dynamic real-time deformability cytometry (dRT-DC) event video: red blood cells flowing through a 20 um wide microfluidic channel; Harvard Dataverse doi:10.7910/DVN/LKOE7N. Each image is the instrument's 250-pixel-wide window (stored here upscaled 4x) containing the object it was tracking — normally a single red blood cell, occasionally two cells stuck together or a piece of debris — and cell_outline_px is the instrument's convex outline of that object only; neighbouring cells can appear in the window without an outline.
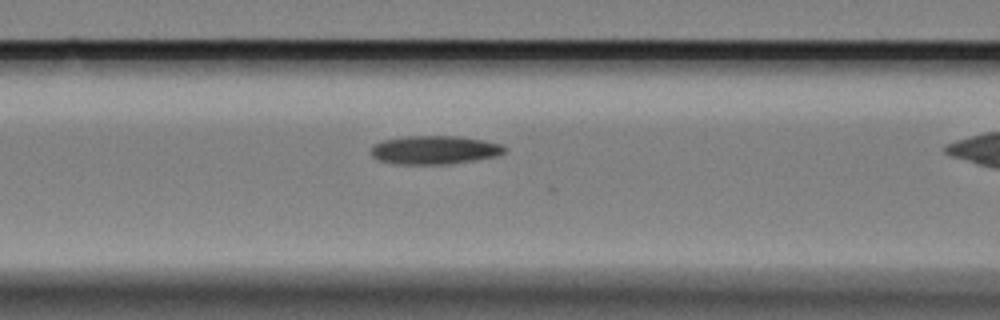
{"species": "Egyptian fruit bat (a non-hibernating species)", "species_latin": "Rousettus aegyptiacus", "temperature_condition": "cold", "stored_images_in_passage": 26, "camera_frame_rate_fps": 3000, "um_per_image_px": 0.085, "animal": {"sex": "female"}, "frame": {"image": 1, "passage_image": 3, "time_ms": 0.667, "image_size_px": [1000, 320], "cell_outline_px": [[508, 152], [500, 156], [452, 164], [396, 164], [380, 160], [372, 156], [372, 144], [384, 140], [404, 136], [460, 136], [484, 140], [504, 144], [508, 148]], "centroid_in_image_um": [37.04, 12.74], "position_along_channel_um": 129.6, "area_um2": 22.66}}
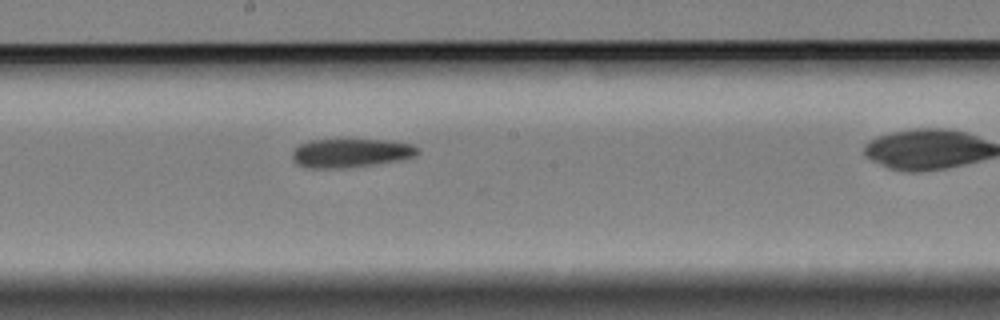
{"frame": {"image": 2, "passage_image": 11, "time_ms": 3.333, "image_size_px": [1000, 320], "cell_outline_px": [[420, 152], [416, 156], [400, 160], [344, 168], [308, 168], [296, 164], [292, 160], [292, 152], [300, 144], [308, 140], [388, 140], [412, 144], [420, 148]], "centroid_in_image_um": [29.82, 13.0], "position_along_channel_um": 218.4, "area_um2": 21.1}}
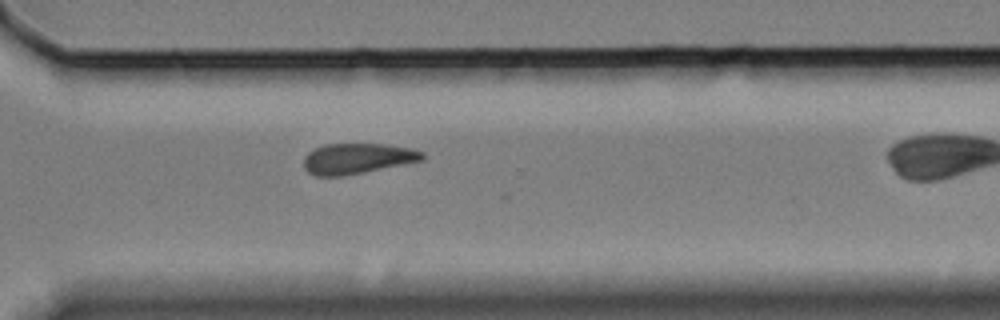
{"frame": {"image": 3, "passage_image": 22, "time_ms": 7.0, "image_size_px": [1000, 320], "cell_outline_px": [[424, 160], [364, 172], [340, 176], [316, 176], [308, 172], [304, 168], [304, 156], [308, 152], [324, 144], [380, 144], [408, 148], [424, 152]], "centroid_in_image_um": [30.34, 13.48], "position_along_channel_um": 340.3, "area_um2": 20.92}}